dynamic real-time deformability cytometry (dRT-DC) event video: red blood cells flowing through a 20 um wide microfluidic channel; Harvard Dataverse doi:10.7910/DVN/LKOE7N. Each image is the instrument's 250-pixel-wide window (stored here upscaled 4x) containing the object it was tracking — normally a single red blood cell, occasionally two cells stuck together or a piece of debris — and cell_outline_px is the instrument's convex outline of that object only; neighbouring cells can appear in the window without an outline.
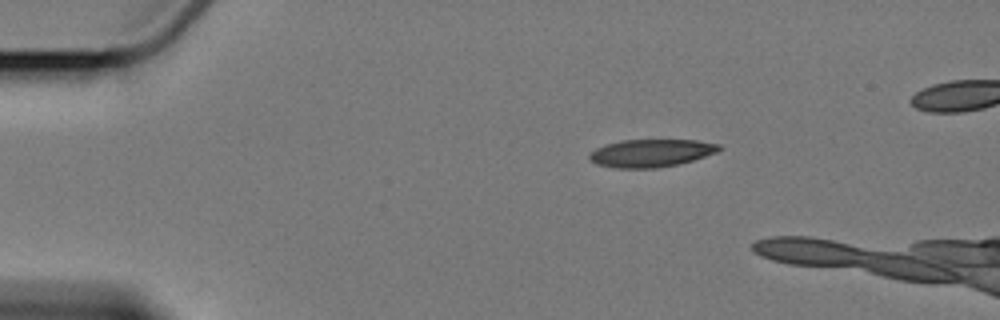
{"species": "Egyptian fruit bat (a non-hibernating species)", "species_latin": "Rousettus aegyptiacus", "temperature_condition": "cold", "stored_images_in_passage": 4, "camera_frame_rate_fps": 3000, "um_per_image_px": 0.085, "animal": {"sex": "female"}, "frame": {"image": 1, "passage_image": 1, "time_ms": 0.0, "image_size_px": [1000, 320], "cell_outline_px": [[720, 148], [716, 152], [692, 160], [676, 164], [656, 168], [612, 168], [596, 164], [588, 160], [588, 156], [596, 148], [620, 140], [696, 140], [720, 144]], "centroid_in_image_um": [55.29, 13.01], "position_along_channel_um": 29.7, "area_um2": 20.81}}